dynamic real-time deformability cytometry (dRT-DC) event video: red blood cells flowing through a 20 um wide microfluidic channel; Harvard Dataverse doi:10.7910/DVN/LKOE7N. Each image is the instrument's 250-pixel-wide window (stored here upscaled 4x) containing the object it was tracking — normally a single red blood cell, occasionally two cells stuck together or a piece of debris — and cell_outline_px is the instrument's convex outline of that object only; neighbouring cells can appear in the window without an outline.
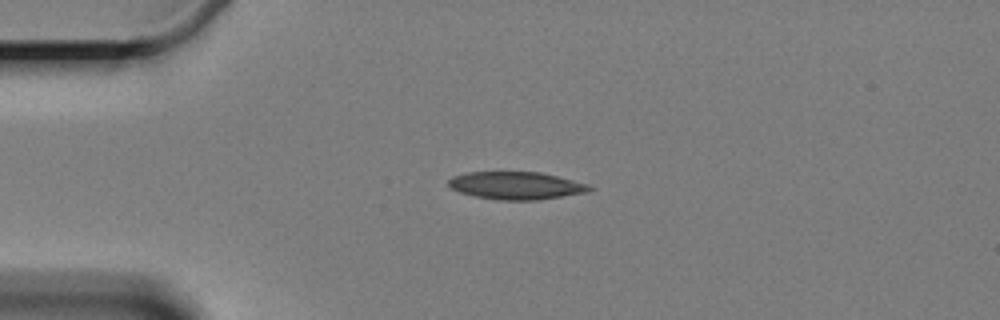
{"species": "Egyptian fruit bat (a non-hibernating species)", "species_latin": "Rousettus aegyptiacus", "temperature_condition": "cold", "stored_images_in_passage": 3, "camera_frame_rate_fps": 3000, "um_per_image_px": 0.085, "animal": {"sex": "female"}, "frame": {"image": 1, "passage_image": 1, "time_ms": 0.0, "image_size_px": [1000, 320], "cell_outline_px": [[596, 188], [588, 192], [540, 200], [496, 200], [476, 196], [460, 192], [452, 188], [448, 184], [448, 180], [452, 176], [468, 172], [540, 172], [588, 184]], "centroid_in_image_um": [43.9, 15.78], "position_along_channel_um": 41.1, "area_um2": 22.72}}
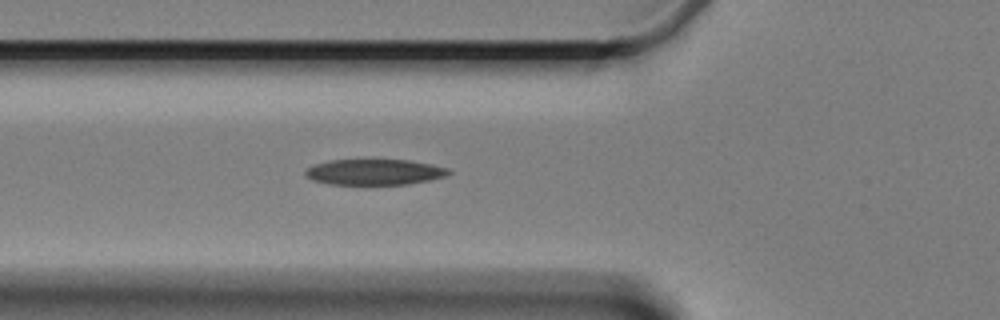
{"frame": {"image": 2, "passage_image": 3, "time_ms": 2.333, "image_size_px": [1000, 320], "cell_outline_px": [[452, 172], [448, 176], [408, 184], [328, 184], [312, 180], [304, 176], [304, 172], [312, 164], [328, 160], [408, 160], [432, 164], [448, 168]], "centroid_in_image_um": [31.81, 14.62], "position_along_channel_um": 94.0, "area_um2": 21.62}}